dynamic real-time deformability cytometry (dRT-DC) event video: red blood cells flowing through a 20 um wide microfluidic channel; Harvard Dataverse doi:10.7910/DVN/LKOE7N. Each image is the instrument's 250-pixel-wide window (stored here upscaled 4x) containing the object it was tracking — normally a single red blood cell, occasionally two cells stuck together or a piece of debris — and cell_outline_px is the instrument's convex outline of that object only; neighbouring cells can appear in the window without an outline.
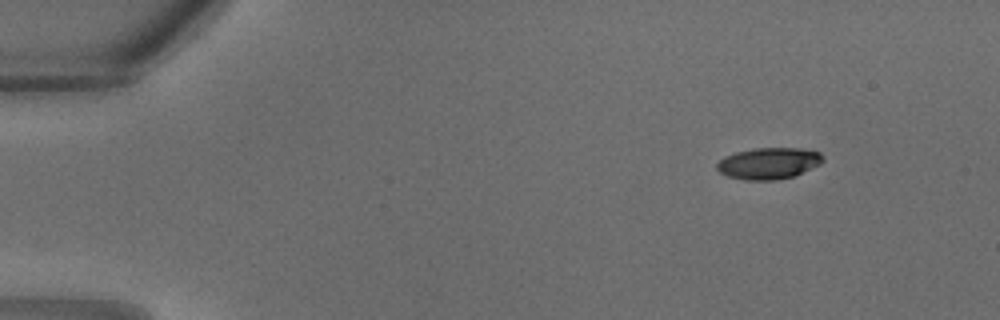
{"species": "common noctule bat (a hibernating species)", "species_latin": "Nyctalus noctula", "temperature_condition": "warm", "stored_images_in_passage": 30, "camera_frame_rate_fps": 3000, "um_per_image_px": 0.085, "animal": {"sex": "male", "body_mass_g": 18.8}, "frame": {"image": 1, "passage_image": 1, "time_ms": 0.0, "image_size_px": [1000, 320], "cell_outline_px": [[824, 160], [820, 164], [796, 176], [776, 180], [744, 180], [728, 176], [720, 172], [716, 168], [716, 164], [724, 156], [736, 152], [756, 148], [800, 148], [820, 152]], "centroid_in_image_um": [65.35, 13.89], "position_along_channel_um": 19.7, "area_um2": 19.54}}
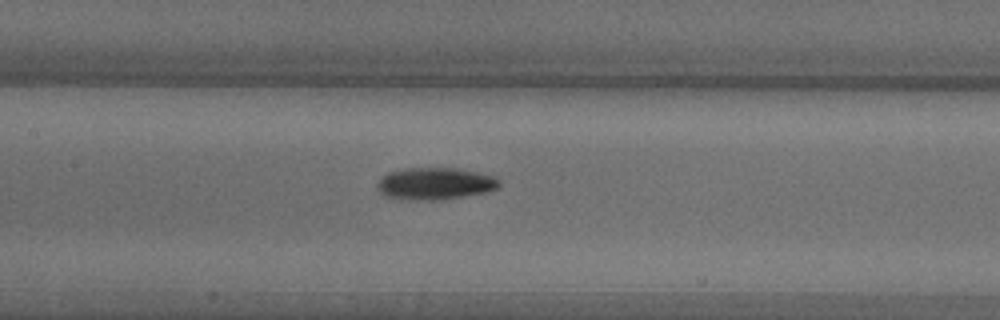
{"frame": {"image": 2, "passage_image": 13, "time_ms": 4.0, "image_size_px": [1000, 320], "cell_outline_px": [[500, 184], [496, 188], [488, 192], [440, 200], [412, 200], [388, 196], [380, 192], [376, 184], [388, 172], [404, 168], [456, 168], [496, 176], [500, 180]], "centroid_in_image_um": [37.01, 15.6], "position_along_channel_um": 170.4, "area_um2": 22.72}}
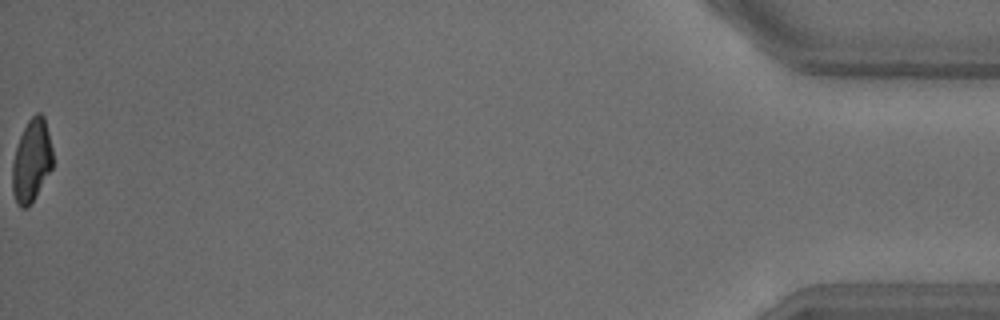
{"frame": {"image": 3, "passage_image": 30, "time_ms": 9.667, "image_size_px": [1000, 320], "cell_outline_px": [[52, 168], [36, 196], [28, 208], [20, 208], [16, 204], [12, 192], [12, 164], [16, 148], [20, 136], [28, 120], [36, 112], [40, 112], [44, 116], [52, 148]], "centroid_in_image_um": [2.67, 13.69], "position_along_channel_um": 432.5, "area_um2": 19.54}}